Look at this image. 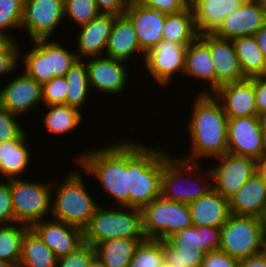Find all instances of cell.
I'll list each match as a JSON object with an SVG mask.
<instances>
[{"label": "cell", "instance_id": "46", "mask_svg": "<svg viewBox=\"0 0 266 267\" xmlns=\"http://www.w3.org/2000/svg\"><path fill=\"white\" fill-rule=\"evenodd\" d=\"M3 181L0 179V225H8L14 223V210L10 179Z\"/></svg>", "mask_w": 266, "mask_h": 267}, {"label": "cell", "instance_id": "33", "mask_svg": "<svg viewBox=\"0 0 266 267\" xmlns=\"http://www.w3.org/2000/svg\"><path fill=\"white\" fill-rule=\"evenodd\" d=\"M139 244L138 239L116 238L97 244L95 252L106 267H127Z\"/></svg>", "mask_w": 266, "mask_h": 267}, {"label": "cell", "instance_id": "43", "mask_svg": "<svg viewBox=\"0 0 266 267\" xmlns=\"http://www.w3.org/2000/svg\"><path fill=\"white\" fill-rule=\"evenodd\" d=\"M95 256V246L84 241L74 252L59 257L57 267H88Z\"/></svg>", "mask_w": 266, "mask_h": 267}, {"label": "cell", "instance_id": "2", "mask_svg": "<svg viewBox=\"0 0 266 267\" xmlns=\"http://www.w3.org/2000/svg\"><path fill=\"white\" fill-rule=\"evenodd\" d=\"M78 153L74 159L79 168L97 179L105 194L116 206L129 207V138ZM78 157V158H77Z\"/></svg>", "mask_w": 266, "mask_h": 267}, {"label": "cell", "instance_id": "28", "mask_svg": "<svg viewBox=\"0 0 266 267\" xmlns=\"http://www.w3.org/2000/svg\"><path fill=\"white\" fill-rule=\"evenodd\" d=\"M30 44H33L32 47L30 45L31 50L29 48L27 51V49L24 48L26 50L25 53L22 52L20 48V58L22 59L20 60V64L22 62L24 65V67L22 65V70L28 76L43 85L55 78L54 75H50L49 39L30 41Z\"/></svg>", "mask_w": 266, "mask_h": 267}, {"label": "cell", "instance_id": "12", "mask_svg": "<svg viewBox=\"0 0 266 267\" xmlns=\"http://www.w3.org/2000/svg\"><path fill=\"white\" fill-rule=\"evenodd\" d=\"M227 153L259 161L266 154V136L259 115L228 118Z\"/></svg>", "mask_w": 266, "mask_h": 267}, {"label": "cell", "instance_id": "14", "mask_svg": "<svg viewBox=\"0 0 266 267\" xmlns=\"http://www.w3.org/2000/svg\"><path fill=\"white\" fill-rule=\"evenodd\" d=\"M42 103V85L24 71L0 88V105L19 117L37 112Z\"/></svg>", "mask_w": 266, "mask_h": 267}, {"label": "cell", "instance_id": "16", "mask_svg": "<svg viewBox=\"0 0 266 267\" xmlns=\"http://www.w3.org/2000/svg\"><path fill=\"white\" fill-rule=\"evenodd\" d=\"M266 23V10L260 0H246L239 8L227 15L214 36L234 40L245 36H254Z\"/></svg>", "mask_w": 266, "mask_h": 267}, {"label": "cell", "instance_id": "47", "mask_svg": "<svg viewBox=\"0 0 266 267\" xmlns=\"http://www.w3.org/2000/svg\"><path fill=\"white\" fill-rule=\"evenodd\" d=\"M136 3L166 14L178 13L190 7V0H134Z\"/></svg>", "mask_w": 266, "mask_h": 267}, {"label": "cell", "instance_id": "53", "mask_svg": "<svg viewBox=\"0 0 266 267\" xmlns=\"http://www.w3.org/2000/svg\"><path fill=\"white\" fill-rule=\"evenodd\" d=\"M260 228L263 234V238L266 241V203L264 204V207L262 208V211L260 215L258 216Z\"/></svg>", "mask_w": 266, "mask_h": 267}, {"label": "cell", "instance_id": "44", "mask_svg": "<svg viewBox=\"0 0 266 267\" xmlns=\"http://www.w3.org/2000/svg\"><path fill=\"white\" fill-rule=\"evenodd\" d=\"M16 39H11L0 49V76L14 73L20 66V45Z\"/></svg>", "mask_w": 266, "mask_h": 267}, {"label": "cell", "instance_id": "17", "mask_svg": "<svg viewBox=\"0 0 266 267\" xmlns=\"http://www.w3.org/2000/svg\"><path fill=\"white\" fill-rule=\"evenodd\" d=\"M135 30L140 49L146 54L163 40L166 13L129 0L124 13Z\"/></svg>", "mask_w": 266, "mask_h": 267}, {"label": "cell", "instance_id": "55", "mask_svg": "<svg viewBox=\"0 0 266 267\" xmlns=\"http://www.w3.org/2000/svg\"><path fill=\"white\" fill-rule=\"evenodd\" d=\"M12 38L5 32L0 31V49L3 48Z\"/></svg>", "mask_w": 266, "mask_h": 267}, {"label": "cell", "instance_id": "60", "mask_svg": "<svg viewBox=\"0 0 266 267\" xmlns=\"http://www.w3.org/2000/svg\"><path fill=\"white\" fill-rule=\"evenodd\" d=\"M162 267H172V266H170V265L164 263V264L162 265Z\"/></svg>", "mask_w": 266, "mask_h": 267}, {"label": "cell", "instance_id": "5", "mask_svg": "<svg viewBox=\"0 0 266 267\" xmlns=\"http://www.w3.org/2000/svg\"><path fill=\"white\" fill-rule=\"evenodd\" d=\"M75 169L60 184H52L51 217L84 230L99 204L86 189L83 170Z\"/></svg>", "mask_w": 266, "mask_h": 267}, {"label": "cell", "instance_id": "40", "mask_svg": "<svg viewBox=\"0 0 266 267\" xmlns=\"http://www.w3.org/2000/svg\"><path fill=\"white\" fill-rule=\"evenodd\" d=\"M23 8L24 0H0V31L8 34L12 39H15V35L11 32L21 29Z\"/></svg>", "mask_w": 266, "mask_h": 267}, {"label": "cell", "instance_id": "11", "mask_svg": "<svg viewBox=\"0 0 266 267\" xmlns=\"http://www.w3.org/2000/svg\"><path fill=\"white\" fill-rule=\"evenodd\" d=\"M214 159L218 164H210L212 185L227 199L237 193L257 171V161L250 157L225 153Z\"/></svg>", "mask_w": 266, "mask_h": 267}, {"label": "cell", "instance_id": "49", "mask_svg": "<svg viewBox=\"0 0 266 267\" xmlns=\"http://www.w3.org/2000/svg\"><path fill=\"white\" fill-rule=\"evenodd\" d=\"M101 14L124 15L129 0H95Z\"/></svg>", "mask_w": 266, "mask_h": 267}, {"label": "cell", "instance_id": "39", "mask_svg": "<svg viewBox=\"0 0 266 267\" xmlns=\"http://www.w3.org/2000/svg\"><path fill=\"white\" fill-rule=\"evenodd\" d=\"M66 46L62 45V42H58L51 38L49 39V65H50V75L65 76L67 71L78 59L75 50L71 51Z\"/></svg>", "mask_w": 266, "mask_h": 267}, {"label": "cell", "instance_id": "42", "mask_svg": "<svg viewBox=\"0 0 266 267\" xmlns=\"http://www.w3.org/2000/svg\"><path fill=\"white\" fill-rule=\"evenodd\" d=\"M68 83L65 76H58L42 85V101L45 106L66 104Z\"/></svg>", "mask_w": 266, "mask_h": 267}, {"label": "cell", "instance_id": "26", "mask_svg": "<svg viewBox=\"0 0 266 267\" xmlns=\"http://www.w3.org/2000/svg\"><path fill=\"white\" fill-rule=\"evenodd\" d=\"M266 203V181L256 171L252 177L241 186L239 191L229 198V208L232 215L258 217Z\"/></svg>", "mask_w": 266, "mask_h": 267}, {"label": "cell", "instance_id": "34", "mask_svg": "<svg viewBox=\"0 0 266 267\" xmlns=\"http://www.w3.org/2000/svg\"><path fill=\"white\" fill-rule=\"evenodd\" d=\"M58 257L30 228L23 239L19 267H57Z\"/></svg>", "mask_w": 266, "mask_h": 267}, {"label": "cell", "instance_id": "58", "mask_svg": "<svg viewBox=\"0 0 266 267\" xmlns=\"http://www.w3.org/2000/svg\"><path fill=\"white\" fill-rule=\"evenodd\" d=\"M0 267H15L13 264L0 260Z\"/></svg>", "mask_w": 266, "mask_h": 267}, {"label": "cell", "instance_id": "52", "mask_svg": "<svg viewBox=\"0 0 266 267\" xmlns=\"http://www.w3.org/2000/svg\"><path fill=\"white\" fill-rule=\"evenodd\" d=\"M254 37L266 59V23L256 32Z\"/></svg>", "mask_w": 266, "mask_h": 267}, {"label": "cell", "instance_id": "54", "mask_svg": "<svg viewBox=\"0 0 266 267\" xmlns=\"http://www.w3.org/2000/svg\"><path fill=\"white\" fill-rule=\"evenodd\" d=\"M257 172L266 181V154L259 161H257Z\"/></svg>", "mask_w": 266, "mask_h": 267}, {"label": "cell", "instance_id": "61", "mask_svg": "<svg viewBox=\"0 0 266 267\" xmlns=\"http://www.w3.org/2000/svg\"><path fill=\"white\" fill-rule=\"evenodd\" d=\"M262 76L266 79V68Z\"/></svg>", "mask_w": 266, "mask_h": 267}, {"label": "cell", "instance_id": "38", "mask_svg": "<svg viewBox=\"0 0 266 267\" xmlns=\"http://www.w3.org/2000/svg\"><path fill=\"white\" fill-rule=\"evenodd\" d=\"M163 264V241L145 239L136 247L127 267H162Z\"/></svg>", "mask_w": 266, "mask_h": 267}, {"label": "cell", "instance_id": "48", "mask_svg": "<svg viewBox=\"0 0 266 267\" xmlns=\"http://www.w3.org/2000/svg\"><path fill=\"white\" fill-rule=\"evenodd\" d=\"M200 267H239V260L232 258L222 250H212L205 254Z\"/></svg>", "mask_w": 266, "mask_h": 267}, {"label": "cell", "instance_id": "13", "mask_svg": "<svg viewBox=\"0 0 266 267\" xmlns=\"http://www.w3.org/2000/svg\"><path fill=\"white\" fill-rule=\"evenodd\" d=\"M187 47L162 40L145 54L141 68L147 69V77L151 75L150 80L153 78L158 86L171 85L177 74L184 73Z\"/></svg>", "mask_w": 266, "mask_h": 267}, {"label": "cell", "instance_id": "6", "mask_svg": "<svg viewBox=\"0 0 266 267\" xmlns=\"http://www.w3.org/2000/svg\"><path fill=\"white\" fill-rule=\"evenodd\" d=\"M109 206L99 204L91 217L89 224L83 230L84 241L93 246L116 238L138 239L146 238L142 228L141 209L128 206ZM105 206V207H104Z\"/></svg>", "mask_w": 266, "mask_h": 267}, {"label": "cell", "instance_id": "50", "mask_svg": "<svg viewBox=\"0 0 266 267\" xmlns=\"http://www.w3.org/2000/svg\"><path fill=\"white\" fill-rule=\"evenodd\" d=\"M252 83L254 84L257 113L260 115L266 112V79L263 76L253 77Z\"/></svg>", "mask_w": 266, "mask_h": 267}, {"label": "cell", "instance_id": "3", "mask_svg": "<svg viewBox=\"0 0 266 267\" xmlns=\"http://www.w3.org/2000/svg\"><path fill=\"white\" fill-rule=\"evenodd\" d=\"M162 172L163 149L129 141V207L142 209L161 197Z\"/></svg>", "mask_w": 266, "mask_h": 267}, {"label": "cell", "instance_id": "41", "mask_svg": "<svg viewBox=\"0 0 266 267\" xmlns=\"http://www.w3.org/2000/svg\"><path fill=\"white\" fill-rule=\"evenodd\" d=\"M65 18H70L71 24L84 25L98 17L99 12L95 0H64Z\"/></svg>", "mask_w": 266, "mask_h": 267}, {"label": "cell", "instance_id": "30", "mask_svg": "<svg viewBox=\"0 0 266 267\" xmlns=\"http://www.w3.org/2000/svg\"><path fill=\"white\" fill-rule=\"evenodd\" d=\"M46 112L42 119L43 127L45 126L48 135L52 133L55 137L74 132L84 118L81 110L68 104L48 105Z\"/></svg>", "mask_w": 266, "mask_h": 267}, {"label": "cell", "instance_id": "57", "mask_svg": "<svg viewBox=\"0 0 266 267\" xmlns=\"http://www.w3.org/2000/svg\"><path fill=\"white\" fill-rule=\"evenodd\" d=\"M260 118V124L262 127V131L264 132L265 136H266V112H263L259 115Z\"/></svg>", "mask_w": 266, "mask_h": 267}, {"label": "cell", "instance_id": "27", "mask_svg": "<svg viewBox=\"0 0 266 267\" xmlns=\"http://www.w3.org/2000/svg\"><path fill=\"white\" fill-rule=\"evenodd\" d=\"M27 133L23 131L16 139L0 142V176L1 180L21 178L30 163L31 153L28 147Z\"/></svg>", "mask_w": 266, "mask_h": 267}, {"label": "cell", "instance_id": "8", "mask_svg": "<svg viewBox=\"0 0 266 267\" xmlns=\"http://www.w3.org/2000/svg\"><path fill=\"white\" fill-rule=\"evenodd\" d=\"M141 212L146 239L165 241L172 234L192 226L189 205L162 197L145 205Z\"/></svg>", "mask_w": 266, "mask_h": 267}, {"label": "cell", "instance_id": "19", "mask_svg": "<svg viewBox=\"0 0 266 267\" xmlns=\"http://www.w3.org/2000/svg\"><path fill=\"white\" fill-rule=\"evenodd\" d=\"M59 258L74 252L84 242L83 230L54 218L30 227Z\"/></svg>", "mask_w": 266, "mask_h": 267}, {"label": "cell", "instance_id": "36", "mask_svg": "<svg viewBox=\"0 0 266 267\" xmlns=\"http://www.w3.org/2000/svg\"><path fill=\"white\" fill-rule=\"evenodd\" d=\"M29 226L21 223L0 225V260L19 267L22 243Z\"/></svg>", "mask_w": 266, "mask_h": 267}, {"label": "cell", "instance_id": "59", "mask_svg": "<svg viewBox=\"0 0 266 267\" xmlns=\"http://www.w3.org/2000/svg\"><path fill=\"white\" fill-rule=\"evenodd\" d=\"M260 1H261V3H262L263 7H264L265 10H266V0H260Z\"/></svg>", "mask_w": 266, "mask_h": 267}, {"label": "cell", "instance_id": "9", "mask_svg": "<svg viewBox=\"0 0 266 267\" xmlns=\"http://www.w3.org/2000/svg\"><path fill=\"white\" fill-rule=\"evenodd\" d=\"M220 230V250L232 258L241 260L266 250L258 217L231 214Z\"/></svg>", "mask_w": 266, "mask_h": 267}, {"label": "cell", "instance_id": "18", "mask_svg": "<svg viewBox=\"0 0 266 267\" xmlns=\"http://www.w3.org/2000/svg\"><path fill=\"white\" fill-rule=\"evenodd\" d=\"M199 37L209 46L215 70V91L223 84L246 79L232 40L221 39L213 34H202Z\"/></svg>", "mask_w": 266, "mask_h": 267}, {"label": "cell", "instance_id": "22", "mask_svg": "<svg viewBox=\"0 0 266 267\" xmlns=\"http://www.w3.org/2000/svg\"><path fill=\"white\" fill-rule=\"evenodd\" d=\"M137 54L138 57L142 55L141 60L144 61L145 53L140 49L130 19L125 14L116 16L109 36L105 56L127 62L128 64L130 60L136 59Z\"/></svg>", "mask_w": 266, "mask_h": 267}, {"label": "cell", "instance_id": "25", "mask_svg": "<svg viewBox=\"0 0 266 267\" xmlns=\"http://www.w3.org/2000/svg\"><path fill=\"white\" fill-rule=\"evenodd\" d=\"M182 76H186L187 79L191 77L203 81L201 85L204 83L209 85L198 94H213L215 92V70L210 57L209 46L199 36L187 47L185 69Z\"/></svg>", "mask_w": 266, "mask_h": 267}, {"label": "cell", "instance_id": "24", "mask_svg": "<svg viewBox=\"0 0 266 267\" xmlns=\"http://www.w3.org/2000/svg\"><path fill=\"white\" fill-rule=\"evenodd\" d=\"M246 0H190L199 35L212 34L224 18Z\"/></svg>", "mask_w": 266, "mask_h": 267}, {"label": "cell", "instance_id": "45", "mask_svg": "<svg viewBox=\"0 0 266 267\" xmlns=\"http://www.w3.org/2000/svg\"><path fill=\"white\" fill-rule=\"evenodd\" d=\"M19 116L10 113L0 105V142L16 139L24 130Z\"/></svg>", "mask_w": 266, "mask_h": 267}, {"label": "cell", "instance_id": "32", "mask_svg": "<svg viewBox=\"0 0 266 267\" xmlns=\"http://www.w3.org/2000/svg\"><path fill=\"white\" fill-rule=\"evenodd\" d=\"M232 42L244 77L250 79L262 76L266 68V59L255 37H240L232 40Z\"/></svg>", "mask_w": 266, "mask_h": 267}, {"label": "cell", "instance_id": "31", "mask_svg": "<svg viewBox=\"0 0 266 267\" xmlns=\"http://www.w3.org/2000/svg\"><path fill=\"white\" fill-rule=\"evenodd\" d=\"M199 36L191 7L167 14L163 26V40L190 45Z\"/></svg>", "mask_w": 266, "mask_h": 267}, {"label": "cell", "instance_id": "51", "mask_svg": "<svg viewBox=\"0 0 266 267\" xmlns=\"http://www.w3.org/2000/svg\"><path fill=\"white\" fill-rule=\"evenodd\" d=\"M239 267H266V250L258 255L239 260Z\"/></svg>", "mask_w": 266, "mask_h": 267}, {"label": "cell", "instance_id": "20", "mask_svg": "<svg viewBox=\"0 0 266 267\" xmlns=\"http://www.w3.org/2000/svg\"><path fill=\"white\" fill-rule=\"evenodd\" d=\"M115 18L112 14H100L89 23L78 26L80 33L78 31L77 42L74 43L78 59L105 56Z\"/></svg>", "mask_w": 266, "mask_h": 267}, {"label": "cell", "instance_id": "23", "mask_svg": "<svg viewBox=\"0 0 266 267\" xmlns=\"http://www.w3.org/2000/svg\"><path fill=\"white\" fill-rule=\"evenodd\" d=\"M193 226L221 228L230 213L229 199L223 197L214 188L201 198L189 204Z\"/></svg>", "mask_w": 266, "mask_h": 267}, {"label": "cell", "instance_id": "1", "mask_svg": "<svg viewBox=\"0 0 266 267\" xmlns=\"http://www.w3.org/2000/svg\"><path fill=\"white\" fill-rule=\"evenodd\" d=\"M194 95L190 106L193 110L189 112L190 118L185 124L190 135L188 142L191 143V151L189 155L179 158L201 163L206 158L213 160L227 153L228 117L213 94Z\"/></svg>", "mask_w": 266, "mask_h": 267}, {"label": "cell", "instance_id": "29", "mask_svg": "<svg viewBox=\"0 0 266 267\" xmlns=\"http://www.w3.org/2000/svg\"><path fill=\"white\" fill-rule=\"evenodd\" d=\"M220 238V228L192 225L172 234L165 241L170 246L198 247L208 253L220 249Z\"/></svg>", "mask_w": 266, "mask_h": 267}, {"label": "cell", "instance_id": "15", "mask_svg": "<svg viewBox=\"0 0 266 267\" xmlns=\"http://www.w3.org/2000/svg\"><path fill=\"white\" fill-rule=\"evenodd\" d=\"M88 69V79L91 89L96 93L118 95L124 93L128 80H130L127 62L107 56L85 59ZM129 74V75H128ZM129 78V79H128Z\"/></svg>", "mask_w": 266, "mask_h": 267}, {"label": "cell", "instance_id": "35", "mask_svg": "<svg viewBox=\"0 0 266 267\" xmlns=\"http://www.w3.org/2000/svg\"><path fill=\"white\" fill-rule=\"evenodd\" d=\"M68 83L66 104L83 109L91 91L86 60L77 59L65 74Z\"/></svg>", "mask_w": 266, "mask_h": 267}, {"label": "cell", "instance_id": "7", "mask_svg": "<svg viewBox=\"0 0 266 267\" xmlns=\"http://www.w3.org/2000/svg\"><path fill=\"white\" fill-rule=\"evenodd\" d=\"M10 190L14 223L17 222L31 227L36 222L51 217L52 183L50 184V181L45 183L41 180L35 182L26 180V178H12L10 179Z\"/></svg>", "mask_w": 266, "mask_h": 267}, {"label": "cell", "instance_id": "4", "mask_svg": "<svg viewBox=\"0 0 266 267\" xmlns=\"http://www.w3.org/2000/svg\"><path fill=\"white\" fill-rule=\"evenodd\" d=\"M165 151L167 150H163L162 198L189 205L213 188L210 167L203 170L200 165L204 163L186 161Z\"/></svg>", "mask_w": 266, "mask_h": 267}, {"label": "cell", "instance_id": "10", "mask_svg": "<svg viewBox=\"0 0 266 267\" xmlns=\"http://www.w3.org/2000/svg\"><path fill=\"white\" fill-rule=\"evenodd\" d=\"M63 19L64 0H24L21 29L29 41L51 39Z\"/></svg>", "mask_w": 266, "mask_h": 267}, {"label": "cell", "instance_id": "56", "mask_svg": "<svg viewBox=\"0 0 266 267\" xmlns=\"http://www.w3.org/2000/svg\"><path fill=\"white\" fill-rule=\"evenodd\" d=\"M88 267H106V265L97 256H95L89 263Z\"/></svg>", "mask_w": 266, "mask_h": 267}, {"label": "cell", "instance_id": "37", "mask_svg": "<svg viewBox=\"0 0 266 267\" xmlns=\"http://www.w3.org/2000/svg\"><path fill=\"white\" fill-rule=\"evenodd\" d=\"M205 254L198 247L170 246L163 241L164 263L172 267H200Z\"/></svg>", "mask_w": 266, "mask_h": 267}, {"label": "cell", "instance_id": "21", "mask_svg": "<svg viewBox=\"0 0 266 267\" xmlns=\"http://www.w3.org/2000/svg\"><path fill=\"white\" fill-rule=\"evenodd\" d=\"M213 95L228 118L257 116L252 78L221 85Z\"/></svg>", "mask_w": 266, "mask_h": 267}]
</instances>
